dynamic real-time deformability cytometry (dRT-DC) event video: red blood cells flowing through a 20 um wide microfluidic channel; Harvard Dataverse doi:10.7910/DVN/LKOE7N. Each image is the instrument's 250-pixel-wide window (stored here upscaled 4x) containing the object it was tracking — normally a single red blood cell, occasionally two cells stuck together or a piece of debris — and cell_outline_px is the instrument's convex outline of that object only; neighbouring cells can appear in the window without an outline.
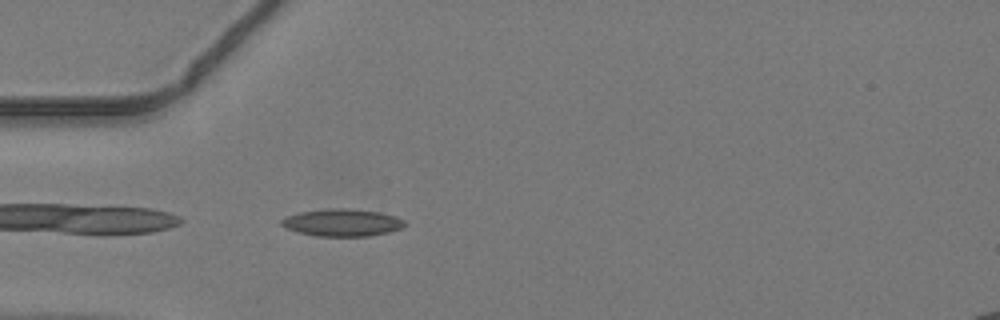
{"species": "common noctule bat (a hibernating species)", "species_latin": "Nyctalus noctula", "temperature_condition": "warm", "stored_images_in_passage": 34, "camera_frame_rate_fps": 3000, "um_per_image_px": 0.085, "animal": {"sex": "male", "body_mass_g": 19.2, "forearm_length_mm": 51.8}, "frame": {"image": 1, "passage_image": 1, "time_ms": 0.0, "image_size_px": [1000, 320], "cell_outline_px": [[404, 224], [400, 228], [388, 232], [368, 236], [316, 236], [296, 232], [284, 228], [280, 224], [280, 220], [284, 216], [300, 212], [328, 208], [348, 208], [380, 212], [396, 216], [404, 220]], "centroid_in_image_um": [29.01, 18.91], "position_along_channel_um": 56.0, "area_um2": 19.77}}
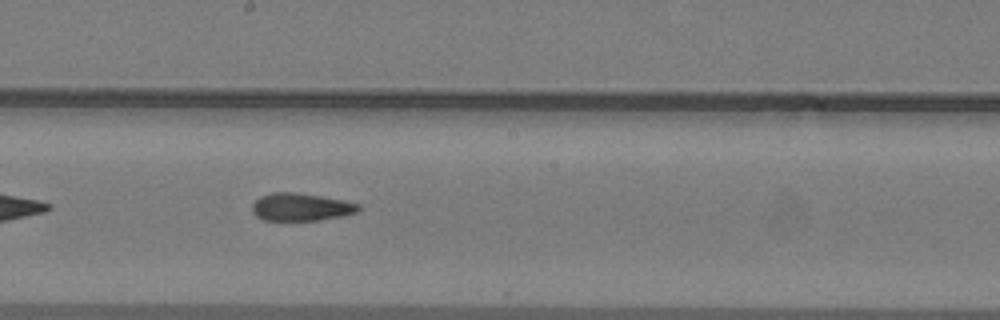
{"frame": {"image": 2, "passage_image": 13, "time_ms": 4.0, "image_size_px": [1000, 320], "cell_outline_px": [[360, 208], [356, 212], [340, 216], [316, 220], [264, 220], [256, 216], [252, 212], [252, 204], [260, 196], [272, 192], [296, 192], [344, 200], [360, 204]], "centroid_in_image_um": [25.55, 17.58], "position_along_channel_um": 222.7, "area_um2": 17.05}}
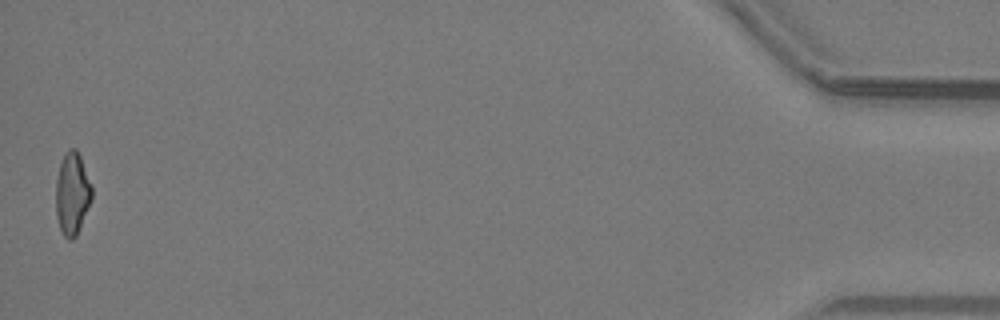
{"frame": {"image": 3, "passage_image": 34, "time_ms": 11.0, "image_size_px": [1000, 320], "cell_outline_px": [[92, 200], [76, 236], [72, 240], [68, 240], [64, 236], [60, 228], [56, 216], [56, 180], [60, 164], [68, 148], [76, 148], [80, 156], [92, 184]], "centroid_in_image_um": [6.15, 16.46], "position_along_channel_um": 429.1, "area_um2": 17.34}}